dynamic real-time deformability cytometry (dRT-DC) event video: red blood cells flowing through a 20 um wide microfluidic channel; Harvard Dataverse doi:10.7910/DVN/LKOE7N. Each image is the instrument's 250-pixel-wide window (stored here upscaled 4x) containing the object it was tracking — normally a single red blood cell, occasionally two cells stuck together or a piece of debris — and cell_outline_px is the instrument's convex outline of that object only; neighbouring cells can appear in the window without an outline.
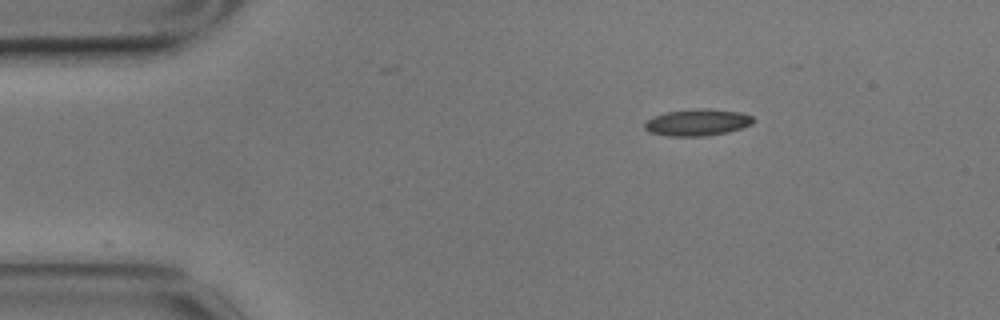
{"species": "common noctule bat (a hibernating species)", "species_latin": "Nyctalus noctula", "temperature_condition": "cold", "stored_images_in_passage": 16, "camera_frame_rate_fps": 3000, "um_per_image_px": 0.085, "animal": {"sex": "male", "body_mass_g": 17.9}, "frame": {"image": 1, "passage_image": 1, "time_ms": 0.0, "image_size_px": [1000, 320], "cell_outline_px": [[756, 120], [752, 124], [728, 132], [704, 136], [668, 136], [648, 132], [644, 128], [644, 120], [652, 116], [664, 112], [696, 108], [708, 108], [740, 112], [752, 116]], "centroid_in_image_um": [59.23, 10.39], "position_along_channel_um": 25.8, "area_um2": 17.22}}
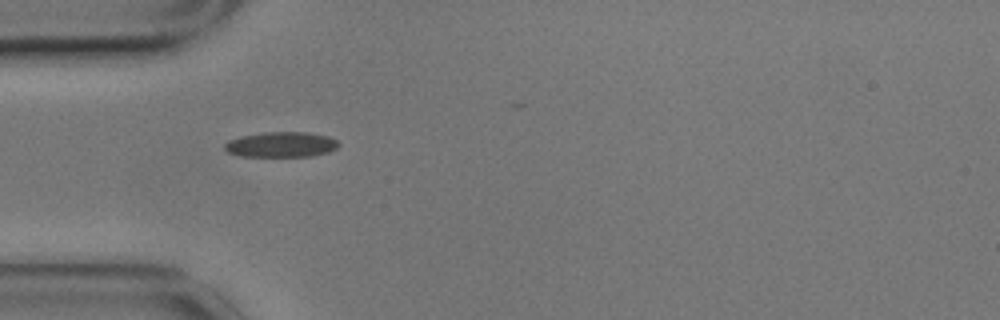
{"frame": {"image": 2, "passage_image": 9, "time_ms": 2.667, "image_size_px": [1000, 320], "cell_outline_px": [[340, 144], [336, 148], [328, 152], [312, 156], [240, 156], [228, 152], [224, 148], [224, 144], [228, 140], [240, 136], [264, 132], [308, 132], [328, 136], [336, 140]], "centroid_in_image_um": [23.89, 12.28], "position_along_channel_um": 61.1, "area_um2": 16.82}}